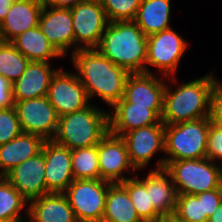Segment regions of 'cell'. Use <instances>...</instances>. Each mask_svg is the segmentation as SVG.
<instances>
[{"mask_svg": "<svg viewBox=\"0 0 222 222\" xmlns=\"http://www.w3.org/2000/svg\"><path fill=\"white\" fill-rule=\"evenodd\" d=\"M216 118L222 122V86L218 91L216 98V109H215Z\"/></svg>", "mask_w": 222, "mask_h": 222, "instance_id": "cell-39", "label": "cell"}, {"mask_svg": "<svg viewBox=\"0 0 222 222\" xmlns=\"http://www.w3.org/2000/svg\"><path fill=\"white\" fill-rule=\"evenodd\" d=\"M93 105V106H92ZM94 104L59 117L55 143L70 150L99 144L109 132L108 111Z\"/></svg>", "mask_w": 222, "mask_h": 222, "instance_id": "cell-4", "label": "cell"}, {"mask_svg": "<svg viewBox=\"0 0 222 222\" xmlns=\"http://www.w3.org/2000/svg\"><path fill=\"white\" fill-rule=\"evenodd\" d=\"M63 69L59 68L52 76L46 95L59 117L81 110L91 103L76 73Z\"/></svg>", "mask_w": 222, "mask_h": 222, "instance_id": "cell-11", "label": "cell"}, {"mask_svg": "<svg viewBox=\"0 0 222 222\" xmlns=\"http://www.w3.org/2000/svg\"><path fill=\"white\" fill-rule=\"evenodd\" d=\"M71 58L89 101L97 95L112 108L123 97L125 82L130 74L126 69L115 65L97 49L77 50Z\"/></svg>", "mask_w": 222, "mask_h": 222, "instance_id": "cell-2", "label": "cell"}, {"mask_svg": "<svg viewBox=\"0 0 222 222\" xmlns=\"http://www.w3.org/2000/svg\"><path fill=\"white\" fill-rule=\"evenodd\" d=\"M187 43L172 27L148 36L145 72L152 74L149 66L158 68L160 75L168 79L170 85H176L173 76L187 49Z\"/></svg>", "mask_w": 222, "mask_h": 222, "instance_id": "cell-7", "label": "cell"}, {"mask_svg": "<svg viewBox=\"0 0 222 222\" xmlns=\"http://www.w3.org/2000/svg\"><path fill=\"white\" fill-rule=\"evenodd\" d=\"M14 103L23 133L36 134L45 140L54 138L59 116L46 96Z\"/></svg>", "mask_w": 222, "mask_h": 222, "instance_id": "cell-10", "label": "cell"}, {"mask_svg": "<svg viewBox=\"0 0 222 222\" xmlns=\"http://www.w3.org/2000/svg\"><path fill=\"white\" fill-rule=\"evenodd\" d=\"M216 117H207L165 125V157L154 170L164 169L169 161L206 158L209 124Z\"/></svg>", "mask_w": 222, "mask_h": 222, "instance_id": "cell-5", "label": "cell"}, {"mask_svg": "<svg viewBox=\"0 0 222 222\" xmlns=\"http://www.w3.org/2000/svg\"><path fill=\"white\" fill-rule=\"evenodd\" d=\"M164 91V125L178 124L207 117H216V98L222 83L213 72Z\"/></svg>", "mask_w": 222, "mask_h": 222, "instance_id": "cell-1", "label": "cell"}, {"mask_svg": "<svg viewBox=\"0 0 222 222\" xmlns=\"http://www.w3.org/2000/svg\"><path fill=\"white\" fill-rule=\"evenodd\" d=\"M221 164H222V160H221ZM219 165L220 166V171H221V176H222V165Z\"/></svg>", "mask_w": 222, "mask_h": 222, "instance_id": "cell-43", "label": "cell"}, {"mask_svg": "<svg viewBox=\"0 0 222 222\" xmlns=\"http://www.w3.org/2000/svg\"><path fill=\"white\" fill-rule=\"evenodd\" d=\"M46 140L36 134L21 133L0 145V174L4 177L21 162L39 154Z\"/></svg>", "mask_w": 222, "mask_h": 222, "instance_id": "cell-23", "label": "cell"}, {"mask_svg": "<svg viewBox=\"0 0 222 222\" xmlns=\"http://www.w3.org/2000/svg\"><path fill=\"white\" fill-rule=\"evenodd\" d=\"M208 222H222V203L215 209L213 214L208 218Z\"/></svg>", "mask_w": 222, "mask_h": 222, "instance_id": "cell-40", "label": "cell"}, {"mask_svg": "<svg viewBox=\"0 0 222 222\" xmlns=\"http://www.w3.org/2000/svg\"><path fill=\"white\" fill-rule=\"evenodd\" d=\"M102 179H74L63 192L78 222H102L108 188Z\"/></svg>", "mask_w": 222, "mask_h": 222, "instance_id": "cell-8", "label": "cell"}, {"mask_svg": "<svg viewBox=\"0 0 222 222\" xmlns=\"http://www.w3.org/2000/svg\"><path fill=\"white\" fill-rule=\"evenodd\" d=\"M119 184L128 192L130 200L143 222H155L163 218L150 202V190L146 189V186L136 175Z\"/></svg>", "mask_w": 222, "mask_h": 222, "instance_id": "cell-27", "label": "cell"}, {"mask_svg": "<svg viewBox=\"0 0 222 222\" xmlns=\"http://www.w3.org/2000/svg\"><path fill=\"white\" fill-rule=\"evenodd\" d=\"M198 198H202L203 214L209 218L215 209L222 203V186L210 191L197 194Z\"/></svg>", "mask_w": 222, "mask_h": 222, "instance_id": "cell-35", "label": "cell"}, {"mask_svg": "<svg viewBox=\"0 0 222 222\" xmlns=\"http://www.w3.org/2000/svg\"><path fill=\"white\" fill-rule=\"evenodd\" d=\"M11 42L30 61L50 63L52 58L63 57L47 40L39 26L19 34Z\"/></svg>", "mask_w": 222, "mask_h": 222, "instance_id": "cell-25", "label": "cell"}, {"mask_svg": "<svg viewBox=\"0 0 222 222\" xmlns=\"http://www.w3.org/2000/svg\"><path fill=\"white\" fill-rule=\"evenodd\" d=\"M42 8L41 0H15L0 23V40L11 42L19 34L37 27Z\"/></svg>", "mask_w": 222, "mask_h": 222, "instance_id": "cell-20", "label": "cell"}, {"mask_svg": "<svg viewBox=\"0 0 222 222\" xmlns=\"http://www.w3.org/2000/svg\"><path fill=\"white\" fill-rule=\"evenodd\" d=\"M150 190V202L162 217H172L176 207L177 192L171 176L165 171L150 170L144 178H138Z\"/></svg>", "mask_w": 222, "mask_h": 222, "instance_id": "cell-22", "label": "cell"}, {"mask_svg": "<svg viewBox=\"0 0 222 222\" xmlns=\"http://www.w3.org/2000/svg\"><path fill=\"white\" fill-rule=\"evenodd\" d=\"M102 222H143L128 192L119 183L112 184L108 188Z\"/></svg>", "mask_w": 222, "mask_h": 222, "instance_id": "cell-26", "label": "cell"}, {"mask_svg": "<svg viewBox=\"0 0 222 222\" xmlns=\"http://www.w3.org/2000/svg\"><path fill=\"white\" fill-rule=\"evenodd\" d=\"M109 22L133 21L141 0H98Z\"/></svg>", "mask_w": 222, "mask_h": 222, "instance_id": "cell-32", "label": "cell"}, {"mask_svg": "<svg viewBox=\"0 0 222 222\" xmlns=\"http://www.w3.org/2000/svg\"><path fill=\"white\" fill-rule=\"evenodd\" d=\"M43 5L54 8H72L86 0H41Z\"/></svg>", "mask_w": 222, "mask_h": 222, "instance_id": "cell-37", "label": "cell"}, {"mask_svg": "<svg viewBox=\"0 0 222 222\" xmlns=\"http://www.w3.org/2000/svg\"><path fill=\"white\" fill-rule=\"evenodd\" d=\"M74 179H100L98 145L71 150Z\"/></svg>", "mask_w": 222, "mask_h": 222, "instance_id": "cell-29", "label": "cell"}, {"mask_svg": "<svg viewBox=\"0 0 222 222\" xmlns=\"http://www.w3.org/2000/svg\"><path fill=\"white\" fill-rule=\"evenodd\" d=\"M45 159L46 188L50 193H63L74 181L71 150L46 140L42 147Z\"/></svg>", "mask_w": 222, "mask_h": 222, "instance_id": "cell-17", "label": "cell"}, {"mask_svg": "<svg viewBox=\"0 0 222 222\" xmlns=\"http://www.w3.org/2000/svg\"><path fill=\"white\" fill-rule=\"evenodd\" d=\"M30 63L10 41L0 40V75L14 83Z\"/></svg>", "mask_w": 222, "mask_h": 222, "instance_id": "cell-30", "label": "cell"}, {"mask_svg": "<svg viewBox=\"0 0 222 222\" xmlns=\"http://www.w3.org/2000/svg\"><path fill=\"white\" fill-rule=\"evenodd\" d=\"M171 0H141L133 20L148 37L171 27Z\"/></svg>", "mask_w": 222, "mask_h": 222, "instance_id": "cell-24", "label": "cell"}, {"mask_svg": "<svg viewBox=\"0 0 222 222\" xmlns=\"http://www.w3.org/2000/svg\"><path fill=\"white\" fill-rule=\"evenodd\" d=\"M45 159L39 154L21 162L4 177L28 201L40 198L50 192L46 188Z\"/></svg>", "mask_w": 222, "mask_h": 222, "instance_id": "cell-15", "label": "cell"}, {"mask_svg": "<svg viewBox=\"0 0 222 222\" xmlns=\"http://www.w3.org/2000/svg\"><path fill=\"white\" fill-rule=\"evenodd\" d=\"M29 222H78L63 193H49L28 203Z\"/></svg>", "mask_w": 222, "mask_h": 222, "instance_id": "cell-21", "label": "cell"}, {"mask_svg": "<svg viewBox=\"0 0 222 222\" xmlns=\"http://www.w3.org/2000/svg\"><path fill=\"white\" fill-rule=\"evenodd\" d=\"M206 158L214 162L222 160V122L217 118L209 124Z\"/></svg>", "mask_w": 222, "mask_h": 222, "instance_id": "cell-34", "label": "cell"}, {"mask_svg": "<svg viewBox=\"0 0 222 222\" xmlns=\"http://www.w3.org/2000/svg\"><path fill=\"white\" fill-rule=\"evenodd\" d=\"M172 217L177 222H208V218L203 214L202 198L194 194H177Z\"/></svg>", "mask_w": 222, "mask_h": 222, "instance_id": "cell-31", "label": "cell"}, {"mask_svg": "<svg viewBox=\"0 0 222 222\" xmlns=\"http://www.w3.org/2000/svg\"><path fill=\"white\" fill-rule=\"evenodd\" d=\"M38 26L47 40L63 57H66L71 48H73L72 53L75 52V37L70 8H54L43 5Z\"/></svg>", "mask_w": 222, "mask_h": 222, "instance_id": "cell-16", "label": "cell"}, {"mask_svg": "<svg viewBox=\"0 0 222 222\" xmlns=\"http://www.w3.org/2000/svg\"><path fill=\"white\" fill-rule=\"evenodd\" d=\"M50 63L30 61L24 73L12 83L13 100H28L47 95L52 76L59 68Z\"/></svg>", "mask_w": 222, "mask_h": 222, "instance_id": "cell-19", "label": "cell"}, {"mask_svg": "<svg viewBox=\"0 0 222 222\" xmlns=\"http://www.w3.org/2000/svg\"><path fill=\"white\" fill-rule=\"evenodd\" d=\"M155 222H177L173 217H163Z\"/></svg>", "mask_w": 222, "mask_h": 222, "instance_id": "cell-41", "label": "cell"}, {"mask_svg": "<svg viewBox=\"0 0 222 222\" xmlns=\"http://www.w3.org/2000/svg\"><path fill=\"white\" fill-rule=\"evenodd\" d=\"M96 49L129 73L145 72L147 36L134 21L109 22Z\"/></svg>", "mask_w": 222, "mask_h": 222, "instance_id": "cell-3", "label": "cell"}, {"mask_svg": "<svg viewBox=\"0 0 222 222\" xmlns=\"http://www.w3.org/2000/svg\"><path fill=\"white\" fill-rule=\"evenodd\" d=\"M12 83L0 75V109L14 107Z\"/></svg>", "mask_w": 222, "mask_h": 222, "instance_id": "cell-36", "label": "cell"}, {"mask_svg": "<svg viewBox=\"0 0 222 222\" xmlns=\"http://www.w3.org/2000/svg\"><path fill=\"white\" fill-rule=\"evenodd\" d=\"M208 158L169 161L165 171L171 176L177 194H194L222 186L219 164Z\"/></svg>", "mask_w": 222, "mask_h": 222, "instance_id": "cell-6", "label": "cell"}, {"mask_svg": "<svg viewBox=\"0 0 222 222\" xmlns=\"http://www.w3.org/2000/svg\"><path fill=\"white\" fill-rule=\"evenodd\" d=\"M15 0H0V23L6 18Z\"/></svg>", "mask_w": 222, "mask_h": 222, "instance_id": "cell-38", "label": "cell"}, {"mask_svg": "<svg viewBox=\"0 0 222 222\" xmlns=\"http://www.w3.org/2000/svg\"><path fill=\"white\" fill-rule=\"evenodd\" d=\"M98 164L100 179L113 184L132 178L131 176L125 177L124 175L125 173H129L130 170L133 171V175L137 172L130 163L126 144L122 137L110 132L98 144Z\"/></svg>", "mask_w": 222, "mask_h": 222, "instance_id": "cell-12", "label": "cell"}, {"mask_svg": "<svg viewBox=\"0 0 222 222\" xmlns=\"http://www.w3.org/2000/svg\"><path fill=\"white\" fill-rule=\"evenodd\" d=\"M114 109V110H113ZM108 112L109 132L121 136L125 133L158 124L161 118L149 106H133L121 98Z\"/></svg>", "mask_w": 222, "mask_h": 222, "instance_id": "cell-18", "label": "cell"}, {"mask_svg": "<svg viewBox=\"0 0 222 222\" xmlns=\"http://www.w3.org/2000/svg\"><path fill=\"white\" fill-rule=\"evenodd\" d=\"M22 133L15 106L0 109V145H3Z\"/></svg>", "mask_w": 222, "mask_h": 222, "instance_id": "cell-33", "label": "cell"}, {"mask_svg": "<svg viewBox=\"0 0 222 222\" xmlns=\"http://www.w3.org/2000/svg\"><path fill=\"white\" fill-rule=\"evenodd\" d=\"M70 10L75 52L80 49H96L109 24L105 10L98 0H86Z\"/></svg>", "mask_w": 222, "mask_h": 222, "instance_id": "cell-9", "label": "cell"}, {"mask_svg": "<svg viewBox=\"0 0 222 222\" xmlns=\"http://www.w3.org/2000/svg\"><path fill=\"white\" fill-rule=\"evenodd\" d=\"M126 144L130 163L138 171L146 167L157 152L165 151V125L141 127L121 135Z\"/></svg>", "mask_w": 222, "mask_h": 222, "instance_id": "cell-13", "label": "cell"}, {"mask_svg": "<svg viewBox=\"0 0 222 222\" xmlns=\"http://www.w3.org/2000/svg\"><path fill=\"white\" fill-rule=\"evenodd\" d=\"M24 221H27V220H3L0 222H24Z\"/></svg>", "mask_w": 222, "mask_h": 222, "instance_id": "cell-42", "label": "cell"}, {"mask_svg": "<svg viewBox=\"0 0 222 222\" xmlns=\"http://www.w3.org/2000/svg\"><path fill=\"white\" fill-rule=\"evenodd\" d=\"M166 83L154 73H130L125 82L123 99L133 106H149L160 118L163 114Z\"/></svg>", "mask_w": 222, "mask_h": 222, "instance_id": "cell-14", "label": "cell"}, {"mask_svg": "<svg viewBox=\"0 0 222 222\" xmlns=\"http://www.w3.org/2000/svg\"><path fill=\"white\" fill-rule=\"evenodd\" d=\"M29 203L5 177L0 180V221L3 220H27ZM25 205L26 214H21ZM27 215V216H25Z\"/></svg>", "mask_w": 222, "mask_h": 222, "instance_id": "cell-28", "label": "cell"}]
</instances>
